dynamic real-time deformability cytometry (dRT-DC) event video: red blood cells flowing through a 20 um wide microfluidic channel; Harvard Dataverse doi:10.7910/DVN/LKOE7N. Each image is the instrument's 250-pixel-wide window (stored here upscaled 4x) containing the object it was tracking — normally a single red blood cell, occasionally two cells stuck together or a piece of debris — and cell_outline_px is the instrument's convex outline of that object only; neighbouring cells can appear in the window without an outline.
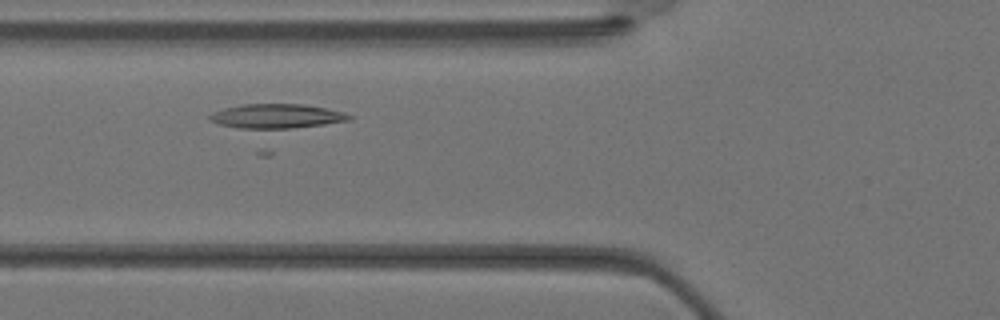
{"species": "Egyptian fruit bat (a non-hibernating species)", "species_latin": "Rousettus aegyptiacus", "temperature_condition": "warm", "stored_images_in_passage": 26, "camera_frame_rate_fps": 3000, "um_per_image_px": 0.085, "animal": {"sex": "female"}, "frame": {"image": 1, "passage_image": 7, "time_ms": 2.0, "image_size_px": [1000, 320], "cell_outline_px": [[352, 120], [324, 124], [292, 128], [240, 128], [220, 124], [212, 120], [208, 116], [212, 112], [224, 108], [240, 104], [304, 104], [328, 108], [344, 112], [352, 116]], "centroid_in_image_um": [23.55, 9.86], "position_along_channel_um": 102.2, "area_um2": 19.71}}
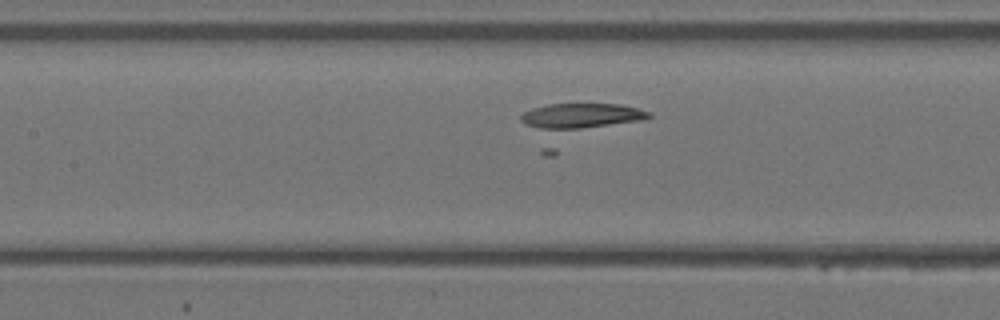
{"frame": {"image": 2, "passage_image": 10, "time_ms": 3.0, "image_size_px": [1000, 320], "cell_outline_px": [[652, 116], [644, 120], [556, 156], [544, 156], [540, 152], [520, 120], [520, 116], [524, 112], [532, 108], [548, 104], [620, 104], [652, 112]], "centroid_in_image_um": [49.01, 10.57], "position_along_channel_um": 158.4, "area_um2": 31.21}}
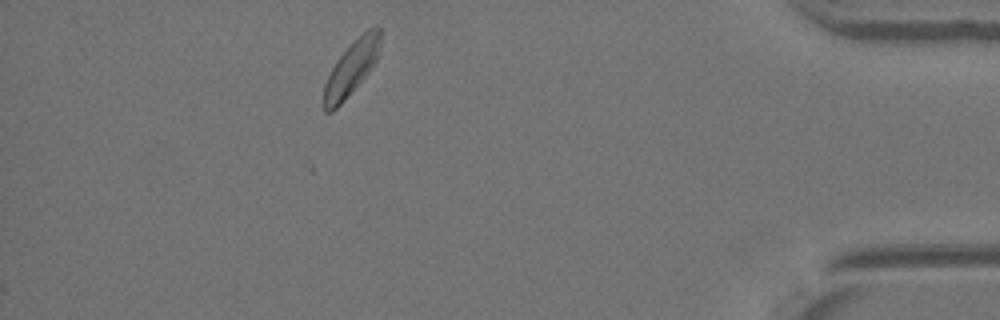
{"frame": {"image": 3, "passage_image": 26, "time_ms": 8.333, "image_size_px": [1000, 320], "cell_outline_px": [[380, 48], [376, 60], [368, 72], [344, 100], [332, 112], [324, 112], [320, 104], [324, 84], [336, 60], [368, 28], [380, 28]], "centroid_in_image_um": [29.8, 5.88], "position_along_channel_um": 405.4, "area_um2": 17.51}}